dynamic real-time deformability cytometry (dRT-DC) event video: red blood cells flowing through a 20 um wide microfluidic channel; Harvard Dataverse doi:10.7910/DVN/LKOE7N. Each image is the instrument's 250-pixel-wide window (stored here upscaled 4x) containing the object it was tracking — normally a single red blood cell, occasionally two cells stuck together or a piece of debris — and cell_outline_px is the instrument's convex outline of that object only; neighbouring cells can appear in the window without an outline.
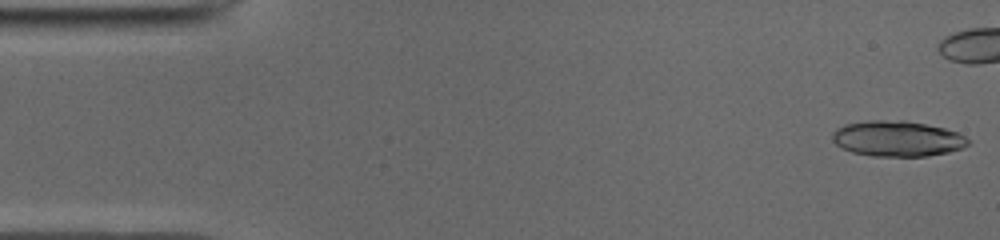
{"species": "common noctule bat (a hibernating species)", "species_latin": "Nyctalus noctula", "temperature_condition": "cold", "stored_images_in_passage": 50, "camera_frame_rate_fps": 3000, "um_per_image_px": 0.085, "animal": {"sex": "male", "body_mass_g": 19.0, "forearm_length_mm": 50.8}, "frame": {"image": 1, "passage_image": 1, "time_ms": 0.0, "image_size_px": [1000, 240], "cell_outline_px": [[968, 144], [960, 148], [948, 152], [928, 156], [872, 156], [852, 152], [836, 144], [832, 140], [832, 132], [836, 128], [844, 124], [868, 120], [904, 120], [944, 128], [956, 132], [964, 136], [968, 140]], "centroid_in_image_um": [76.22, 11.78], "position_along_channel_um": 8.8, "area_um2": 28.03}, "authors_computed_cell_mechanics": {"area_um2": 15.2592, "velocity_mm_per_s": 3.9639, "shape_relaxation_time_tau1_ms": 1.8013, "shape_relaxation_time_tau2_ms": null, "deformation_change_tau1": 0.1379, "deformation_change_tau2": null}}